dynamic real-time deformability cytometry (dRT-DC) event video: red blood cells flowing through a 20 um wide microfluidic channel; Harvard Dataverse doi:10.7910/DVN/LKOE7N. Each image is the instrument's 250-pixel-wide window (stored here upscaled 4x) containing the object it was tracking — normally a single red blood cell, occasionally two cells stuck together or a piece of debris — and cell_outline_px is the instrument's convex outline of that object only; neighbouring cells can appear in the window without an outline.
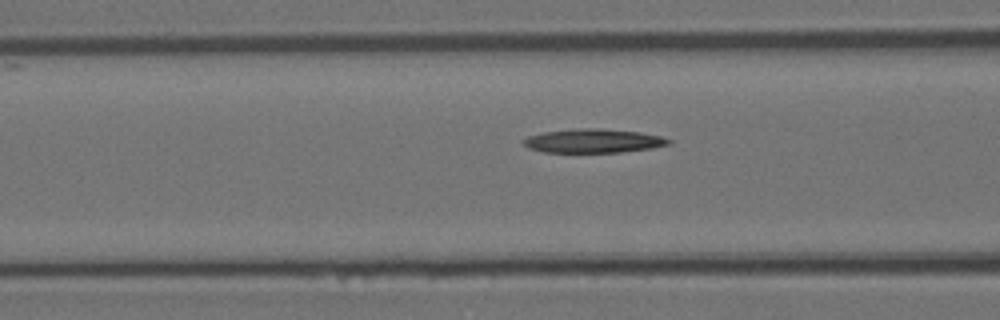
{"species": "Egyptian fruit bat (a non-hibernating species)", "species_latin": "Rousettus aegyptiacus", "temperature_condition": "room temperature", "stored_images_in_passage": 34, "camera_frame_rate_fps": 3000, "um_per_image_px": 0.085, "animal": {"sex": "female"}, "frame": {"image": 1, "passage_image": 12, "time_ms": 3.667, "image_size_px": [1000, 320], "cell_outline_px": [[672, 140], [668, 144], [652, 148], [620, 152], [544, 152], [528, 148], [520, 140], [528, 136], [544, 132], [576, 128], [600, 128], [640, 132], [660, 136]], "centroid_in_image_um": [50.4, 11.97], "position_along_channel_um": 116.2, "area_um2": 20.17}}
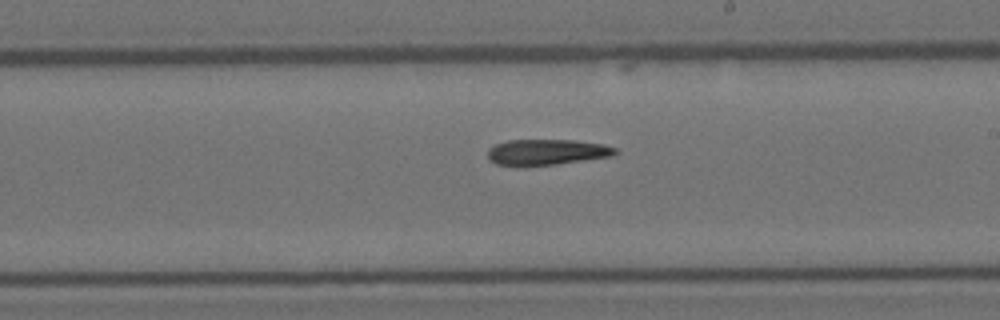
{"frame": {"image": 2, "passage_image": 22, "time_ms": 7.0, "image_size_px": [1000, 320], "cell_outline_px": [[616, 152], [612, 156], [556, 164], [520, 168], [516, 168], [496, 164], [488, 160], [488, 148], [496, 144], [508, 140], [576, 140], [604, 144], [616, 148]], "centroid_in_image_um": [46.39, 12.95], "position_along_channel_um": 242.6, "area_um2": 19.65}}
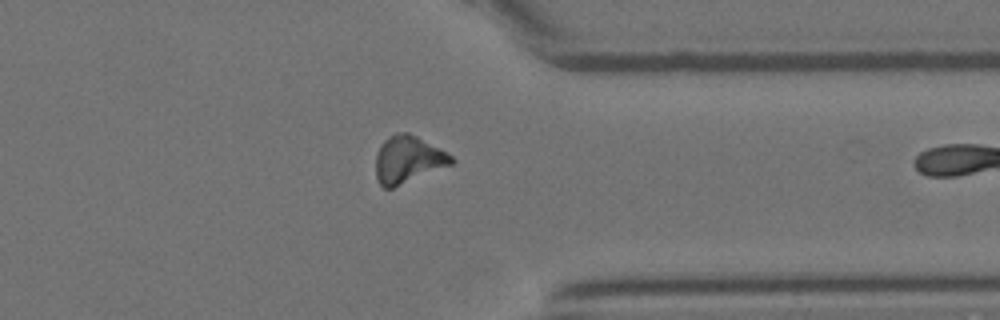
{"frame": {"image": 3, "passage_image": 33, "time_ms": 10.667, "image_size_px": [1000, 320], "cell_outline_px": [[456, 160], [452, 164], [392, 188], [384, 188], [380, 184], [376, 176], [376, 152], [380, 144], [388, 136], [396, 132], [408, 132], [440, 148], [452, 156]], "centroid_in_image_um": [34.66, 13.54], "position_along_channel_um": 376.7, "area_um2": 20.75}}